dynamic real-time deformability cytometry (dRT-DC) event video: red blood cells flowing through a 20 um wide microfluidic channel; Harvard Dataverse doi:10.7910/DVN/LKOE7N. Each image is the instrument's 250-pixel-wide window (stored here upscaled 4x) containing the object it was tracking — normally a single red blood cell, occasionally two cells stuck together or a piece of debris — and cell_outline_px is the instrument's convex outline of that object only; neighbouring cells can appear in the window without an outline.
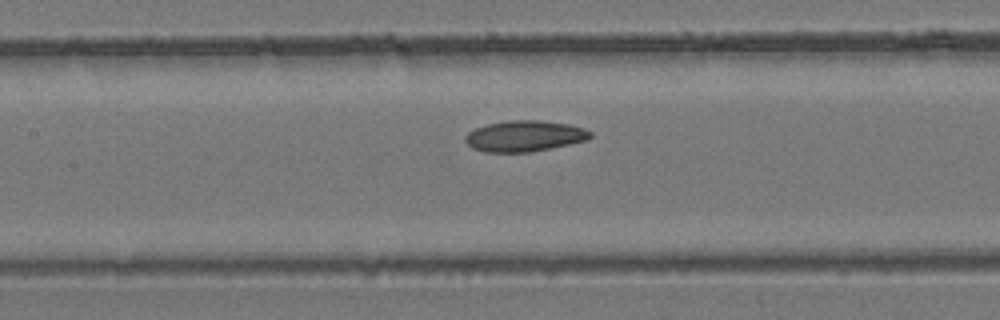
{"species": "common noctule bat (a hibernating species)", "species_latin": "Nyctalus noctula", "temperature_condition": "room temperature", "stored_images_in_passage": 5, "camera_frame_rate_fps": 3000, "um_per_image_px": 0.085, "animal": {"sex": "female", "body_mass_g": 24.6, "forearm_length_mm": 56.2}, "frame": {"image": 1, "passage_image": 5, "time_ms": 1.333, "image_size_px": [1000, 320], "cell_outline_px": [[592, 136], [588, 140], [552, 148], [528, 152], [484, 152], [472, 148], [464, 140], [464, 136], [468, 132], [476, 128], [488, 124], [508, 120], [540, 120], [568, 124], [584, 128], [592, 132]], "centroid_in_image_um": [44.59, 11.56], "position_along_channel_um": 162.8, "area_um2": 22.66}}